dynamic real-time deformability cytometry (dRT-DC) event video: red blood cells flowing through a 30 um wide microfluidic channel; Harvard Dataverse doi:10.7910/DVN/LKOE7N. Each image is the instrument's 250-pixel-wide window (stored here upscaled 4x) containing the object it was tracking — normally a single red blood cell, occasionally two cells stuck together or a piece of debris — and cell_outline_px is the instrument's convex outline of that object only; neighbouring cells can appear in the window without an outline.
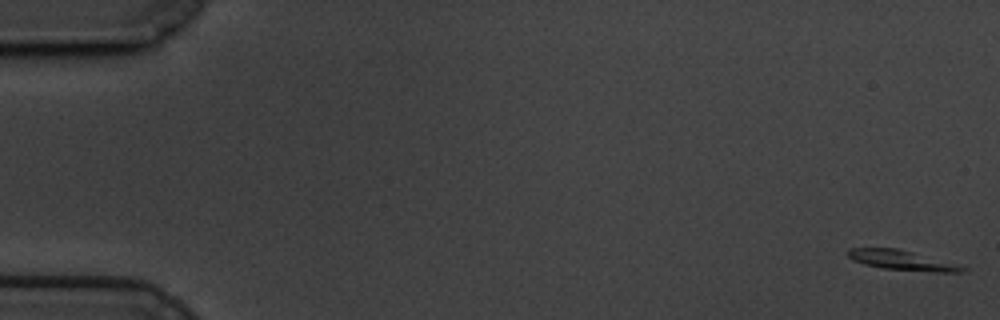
{"species": "common noctule bat (a hibernating species)", "species_latin": "Nyctalus noctula", "temperature_condition": "cold", "stored_images_in_passage": 59, "camera_frame_rate_fps": 3000, "um_per_image_px": 0.085, "animal": {"sex": "male", "body_mass_g": 19.5, "forearm_length_mm": 54.6}, "frame": {"image": 1, "passage_image": 1, "time_ms": 0.0, "image_size_px": [1000, 320], "cell_outline_px": [[968, 268], [960, 272], [932, 272], [880, 268], [864, 264], [852, 260], [848, 256], [848, 248], [896, 248], [912, 252]], "centroid_in_image_um": [76.58, 22.13], "position_along_channel_um": 8.4, "area_um2": 12.89}}
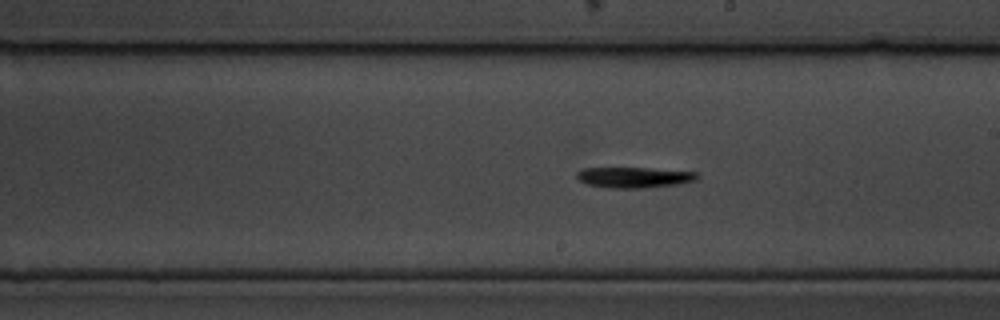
{"frame": {"image": 2, "passage_image": 34, "time_ms": 11.0, "image_size_px": [1000, 320], "cell_outline_px": [[700, 176], [696, 180], [676, 184], [640, 188], [608, 188], [588, 184], [580, 180], [576, 176], [576, 172], [584, 168], [648, 168], [696, 172]], "centroid_in_image_um": [53.89, 15.07], "position_along_channel_um": 235.1, "area_um2": 14.33}}
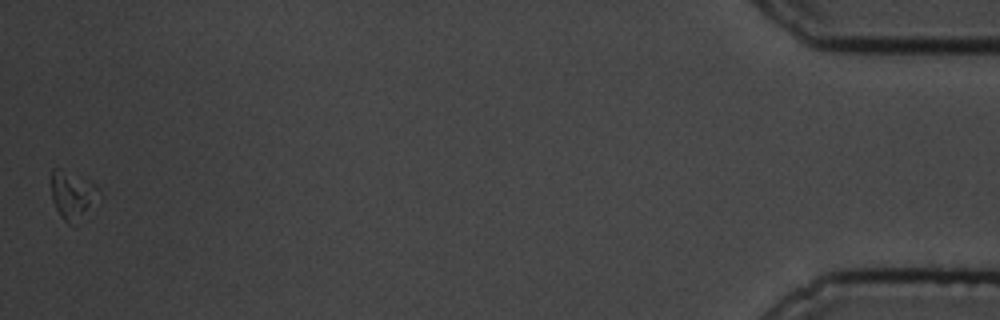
{"frame": {"image": 3, "passage_image": 59, "time_ms": 19.333, "image_size_px": [1000, 320], "cell_outline_px": [[100, 192], [76, 228], [72, 228], [60, 216], [52, 200], [52, 168], [56, 168], [92, 184], [100, 188]], "centroid_in_image_um": [6.14, 16.7], "position_along_channel_um": 429.1, "area_um2": 12.89}, "authors_computed_cell_mechanics": {"area_um2": 13.4674, "velocity_mm_per_s": 3.3878, "shape_relaxation_time_tau1_ms": 2.3812, "shape_relaxation_time_tau2_ms": null, "deformation_change_tau1": 0.1069, "deformation_change_tau2": null}}